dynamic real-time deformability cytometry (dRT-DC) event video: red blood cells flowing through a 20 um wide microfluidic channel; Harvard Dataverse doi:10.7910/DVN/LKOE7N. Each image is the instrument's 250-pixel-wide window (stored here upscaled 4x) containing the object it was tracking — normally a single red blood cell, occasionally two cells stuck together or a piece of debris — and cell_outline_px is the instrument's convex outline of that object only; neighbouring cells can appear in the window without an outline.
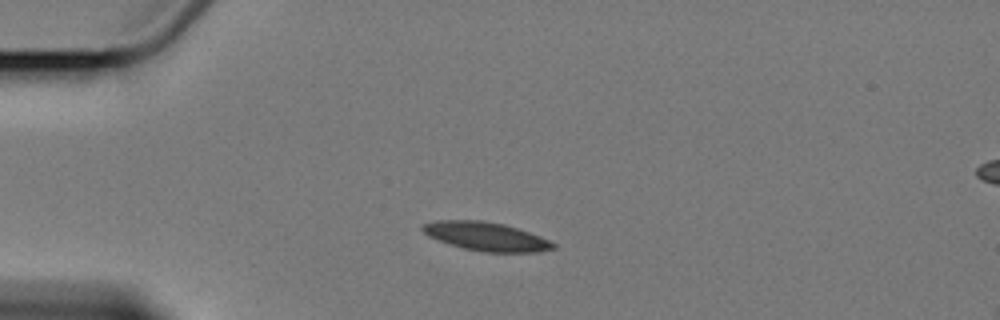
{"species": "Egyptian fruit bat (a non-hibernating species)", "species_latin": "Rousettus aegyptiacus", "temperature_condition": "cold", "stored_images_in_passage": 5, "segment_of_instrument_passage": [1, 2], "camera_frame_rate_fps": 3000, "um_per_image_px": 0.085, "animal": {"sex": "female"}, "frame": {"image": 1, "passage_image": 3, "time_ms": 2.333, "image_size_px": [1000, 320], "cell_outline_px": [[556, 248], [540, 252], [480, 252], [448, 244], [428, 236], [420, 228], [420, 224], [436, 220], [480, 220], [504, 224], [540, 236], [556, 244]], "centroid_in_image_um": [41.28, 20.1], "position_along_channel_um": 43.7, "area_um2": 21.91}}